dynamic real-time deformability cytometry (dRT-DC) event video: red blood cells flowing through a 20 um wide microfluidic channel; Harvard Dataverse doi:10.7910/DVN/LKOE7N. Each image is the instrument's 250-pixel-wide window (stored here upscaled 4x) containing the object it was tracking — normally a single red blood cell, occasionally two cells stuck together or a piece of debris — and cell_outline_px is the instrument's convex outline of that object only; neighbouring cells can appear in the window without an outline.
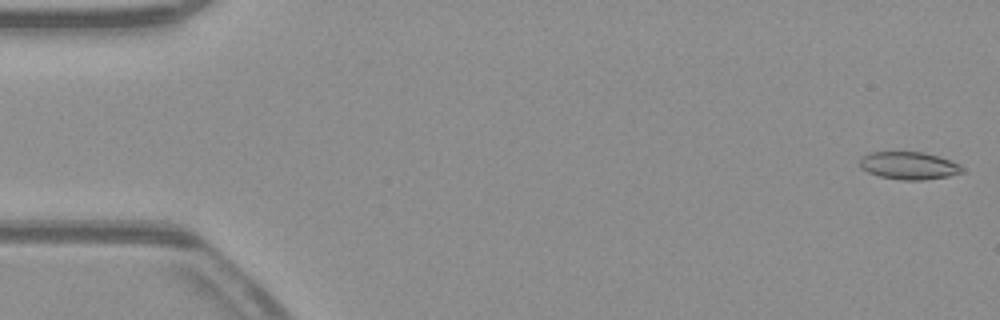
{"species": "common noctule bat (a hibernating species)", "species_latin": "Nyctalus noctula", "temperature_condition": "warm", "stored_images_in_passage": 53, "camera_frame_rate_fps": 3000, "um_per_image_px": 0.085, "animal": {"sex": "male", "body_mass_g": 23.1, "forearm_length_mm": 52.7}, "frame": {"image": 1, "passage_image": 1, "time_ms": 0.0, "image_size_px": [1000, 320], "cell_outline_px": [[964, 172], [948, 176], [924, 180], [900, 180], [880, 176], [868, 172], [860, 168], [860, 160], [864, 156], [872, 152], [924, 152], [940, 156], [960, 164], [964, 168]], "centroid_in_image_um": [77.3, 14.08], "position_along_channel_um": 7.7, "area_um2": 16.53}}
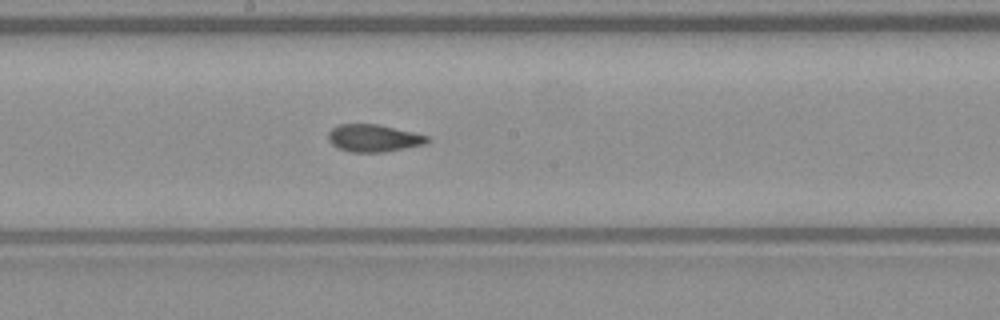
{"frame": {"image": 2, "passage_image": 28, "time_ms": 9.0, "image_size_px": [1000, 320], "cell_outline_px": [[432, 140], [424, 144], [384, 152], [352, 152], [340, 148], [332, 144], [328, 140], [328, 132], [336, 124], [380, 124], [428, 136]], "centroid_in_image_um": [31.75, 11.73], "position_along_channel_um": 216.5, "area_um2": 15.78}}
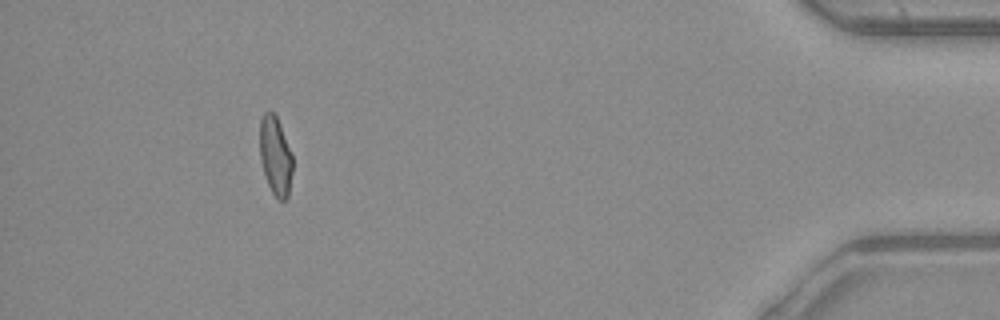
{"frame": {"image": 3, "passage_image": 48, "time_ms": 15.667, "image_size_px": [1000, 320], "cell_outline_px": [[292, 172], [288, 196], [284, 200], [280, 200], [272, 192], [268, 184], [260, 160], [260, 120], [264, 112], [268, 108], [276, 116], [280, 124], [292, 156]], "centroid_in_image_um": [23.4, 13.21], "position_along_channel_um": 411.8, "area_um2": 14.91}, "authors_computed_cell_mechanics": {"area_um2": 16.1262, "velocity_mm_per_s": 3.9349, "shape_relaxation_time_tau1_ms": null, "shape_relaxation_time_tau2_ms": 2.554, "deformation_change_tau1": null, "deformation_change_tau2": 0.0801}}